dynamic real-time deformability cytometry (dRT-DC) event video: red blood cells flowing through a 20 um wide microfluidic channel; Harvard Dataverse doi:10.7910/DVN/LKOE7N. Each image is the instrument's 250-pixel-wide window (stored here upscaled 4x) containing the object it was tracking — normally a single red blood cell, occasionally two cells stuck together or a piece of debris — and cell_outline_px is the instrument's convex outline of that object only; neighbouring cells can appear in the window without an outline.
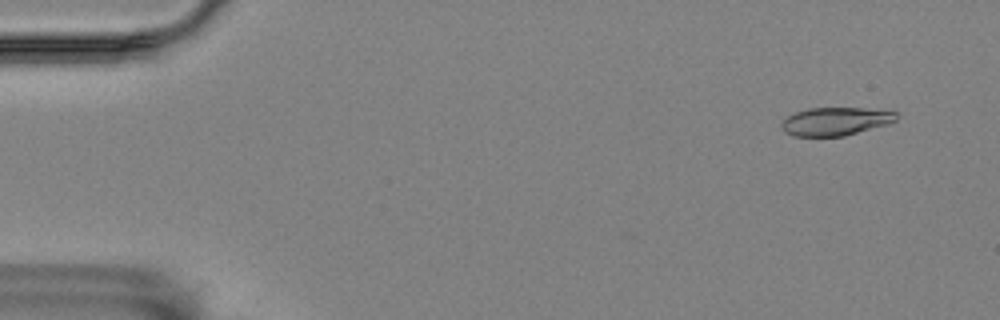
{"species": "Egyptian fruit bat (a non-hibernating species)", "species_latin": "Rousettus aegyptiacus", "temperature_condition": "room temperature", "stored_images_in_passage": 34, "camera_frame_rate_fps": 3000, "um_per_image_px": 0.085, "animal": {"sex": "female"}, "frame": {"image": 1, "passage_image": 4, "time_ms": 1.0, "image_size_px": [1000, 320], "cell_outline_px": [[896, 120], [888, 124], [844, 136], [792, 136], [784, 132], [780, 124], [788, 116], [796, 112], [808, 108], [864, 108], [896, 112]], "centroid_in_image_um": [70.99, 10.32], "position_along_channel_um": 14.0, "area_um2": 18.73}}
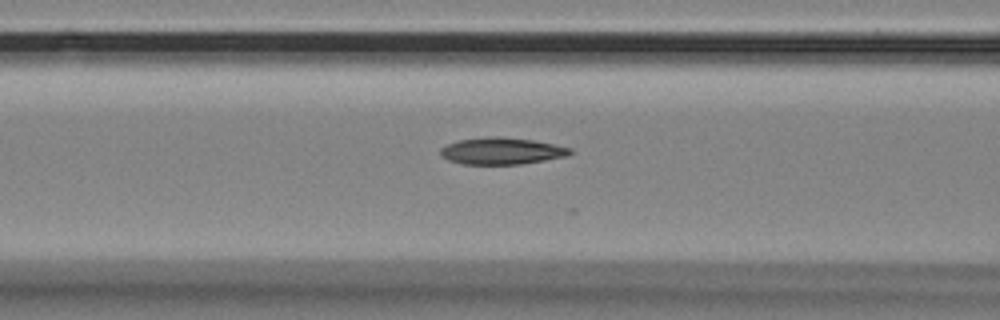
{"frame": {"image": 2, "passage_image": 23, "time_ms": 7.333, "image_size_px": [1000, 320], "cell_outline_px": [[572, 152], [568, 156], [520, 164], [460, 164], [448, 160], [440, 156], [440, 148], [448, 144], [460, 140], [492, 136], [500, 136], [532, 140], [572, 148]], "centroid_in_image_um": [42.62, 12.84], "position_along_channel_um": 124.0, "area_um2": 20.17}}
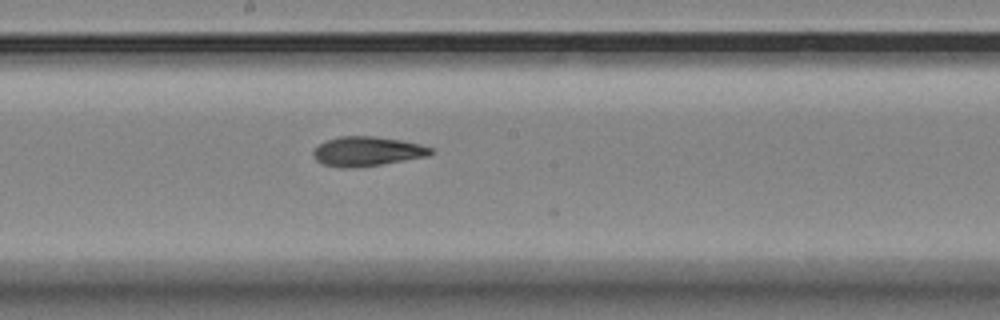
{"frame": {"image": 3, "passage_image": 31, "time_ms": 10.0, "image_size_px": [1000, 320], "cell_outline_px": [[436, 152], [428, 156], [380, 164], [352, 168], [340, 168], [324, 164], [316, 160], [312, 156], [312, 152], [324, 140], [340, 136], [372, 136], [400, 140], [420, 144], [432, 148]], "centroid_in_image_um": [31.19, 12.86], "position_along_channel_um": 217.0, "area_um2": 20.17}}